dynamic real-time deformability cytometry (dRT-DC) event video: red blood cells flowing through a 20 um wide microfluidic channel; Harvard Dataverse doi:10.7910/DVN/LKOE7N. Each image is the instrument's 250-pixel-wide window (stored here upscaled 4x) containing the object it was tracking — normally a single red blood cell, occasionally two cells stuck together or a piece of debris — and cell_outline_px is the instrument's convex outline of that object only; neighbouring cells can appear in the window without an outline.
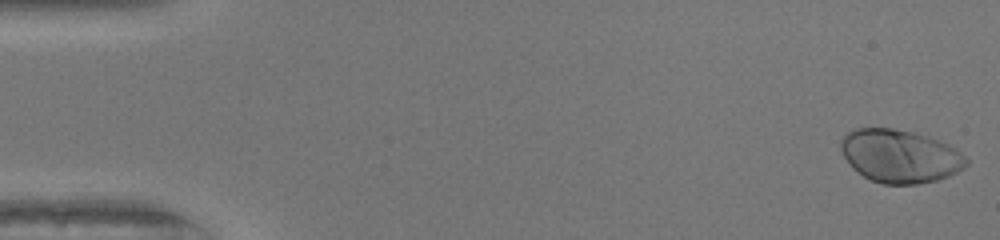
{"species": "human", "species_latin": "Homo sapiens", "temperature_condition": "warm", "stored_images_in_passage": 50, "camera_frame_rate_fps": 3000, "um_per_image_px": 0.085, "donor": {"sex": "female"}, "frame": {"image": 1, "passage_image": 1, "time_ms": 0.0, "image_size_px": [1000, 240], "cell_outline_px": [[968, 164], [964, 168], [948, 176], [936, 180], [916, 184], [884, 184], [872, 180], [856, 172], [852, 168], [844, 156], [840, 148], [840, 140], [848, 132], [856, 128], [892, 128], [912, 132], [928, 136], [940, 140], [956, 148], [968, 160]], "centroid_in_image_um": [76.49, 13.26], "position_along_channel_um": 8.5, "area_um2": 38.84}}
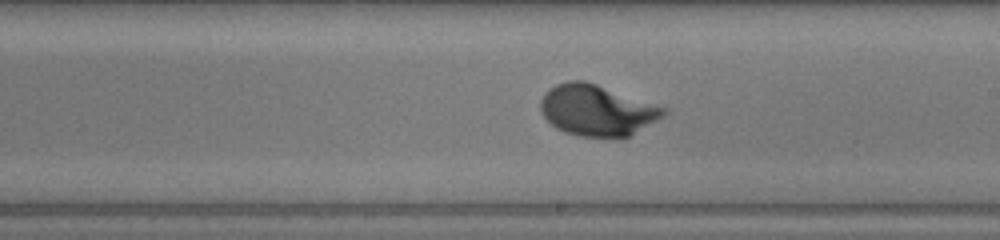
{"frame": {"image": 2, "passage_image": 29, "time_ms": 9.333, "image_size_px": [1000, 240], "cell_outline_px": [[668, 112], [664, 116], [632, 136], [580, 136], [564, 132], [556, 128], [544, 116], [540, 108], [540, 100], [544, 92], [556, 84], [568, 80], [584, 80], [668, 108]], "centroid_in_image_um": [50.75, 9.36], "position_along_channel_um": 238.2, "area_um2": 36.53}}
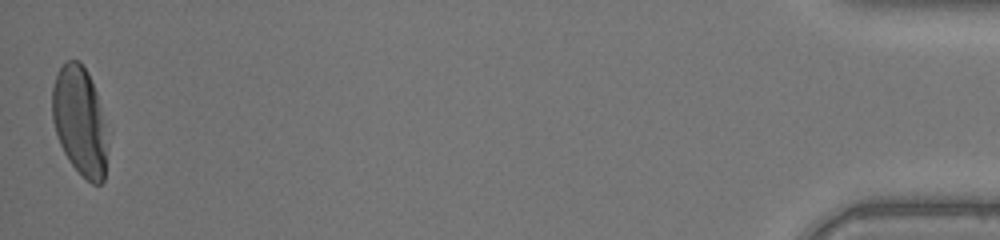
{"frame": {"image": 3, "passage_image": 50, "time_ms": 16.333, "image_size_px": [1000, 240], "cell_outline_px": [[108, 148], [104, 180], [100, 184], [92, 184], [68, 160], [60, 144], [52, 120], [52, 88], [56, 76], [60, 68], [68, 60], [80, 60], [88, 72], [96, 92]], "centroid_in_image_um": [6.77, 10.29], "position_along_channel_um": 428.4, "area_um2": 34.56}, "authors_computed_cell_mechanics": {"area_um2": 35.6626, "velocity_mm_per_s": 4.1084, "shape_relaxation_time_tau1_ms": 3.3841, "shape_relaxation_time_tau2_ms": null, "deformation_change_tau1": 0.2127, "deformation_change_tau2": null}}